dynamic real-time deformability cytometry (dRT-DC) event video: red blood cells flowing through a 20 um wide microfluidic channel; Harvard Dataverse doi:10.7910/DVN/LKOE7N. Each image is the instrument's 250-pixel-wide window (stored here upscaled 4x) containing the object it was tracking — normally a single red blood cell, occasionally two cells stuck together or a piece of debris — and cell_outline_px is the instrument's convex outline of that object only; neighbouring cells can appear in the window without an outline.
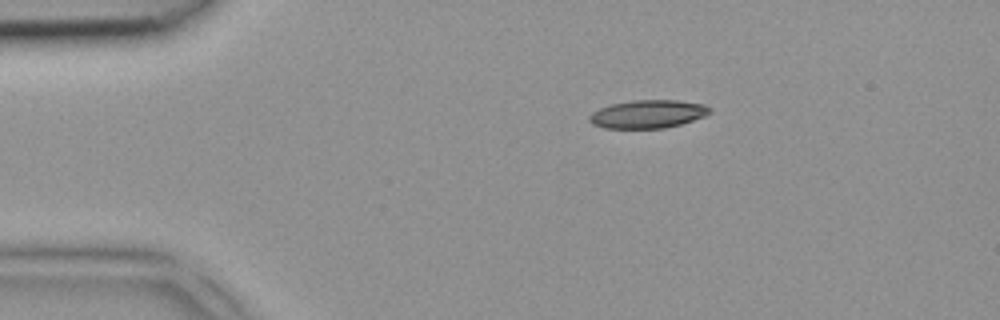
{"species": "common noctule bat (a hibernating species)", "species_latin": "Nyctalus noctula", "temperature_condition": "room temperature", "stored_images_in_passage": 3, "camera_frame_rate_fps": 3000, "um_per_image_px": 0.085, "animal": {"sex": "female", "body_mass_g": 18.4}, "frame": {"image": 1, "passage_image": 3, "time_ms": 0.667, "image_size_px": [1000, 320], "cell_outline_px": [[712, 112], [704, 116], [680, 124], [664, 128], [604, 128], [592, 124], [588, 120], [588, 116], [592, 112], [600, 108], [612, 104], [632, 100], [676, 100], [704, 104], [712, 108]], "centroid_in_image_um": [55.06, 9.69], "position_along_channel_um": 29.9, "area_um2": 19.77}}